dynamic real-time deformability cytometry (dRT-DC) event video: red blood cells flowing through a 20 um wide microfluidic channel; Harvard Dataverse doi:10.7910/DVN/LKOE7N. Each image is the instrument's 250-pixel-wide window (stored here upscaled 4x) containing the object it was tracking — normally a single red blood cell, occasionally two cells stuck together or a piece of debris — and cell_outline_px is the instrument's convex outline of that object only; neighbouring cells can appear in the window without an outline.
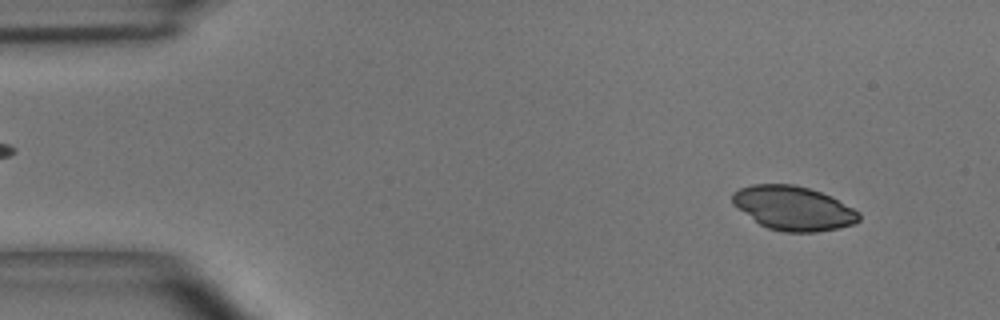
{"species": "common noctule bat (a hibernating species)", "species_latin": "Nyctalus noctula", "temperature_condition": "room temperature", "stored_images_in_passage": 48, "camera_frame_rate_fps": 3000, "um_per_image_px": 0.085, "animal": {"sex": "male", "body_mass_g": 15.6}, "frame": {"image": 1, "passage_image": 4, "time_ms": 1.0, "image_size_px": [1000, 320], "cell_outline_px": [[860, 220], [852, 224], [836, 228], [816, 232], [784, 232], [768, 228], [760, 224], [732, 204], [732, 192], [740, 188], [752, 184], [792, 184], [808, 188], [832, 196], [860, 212]], "centroid_in_image_um": [67.43, 17.69], "position_along_channel_um": 17.6, "area_um2": 32.43}}